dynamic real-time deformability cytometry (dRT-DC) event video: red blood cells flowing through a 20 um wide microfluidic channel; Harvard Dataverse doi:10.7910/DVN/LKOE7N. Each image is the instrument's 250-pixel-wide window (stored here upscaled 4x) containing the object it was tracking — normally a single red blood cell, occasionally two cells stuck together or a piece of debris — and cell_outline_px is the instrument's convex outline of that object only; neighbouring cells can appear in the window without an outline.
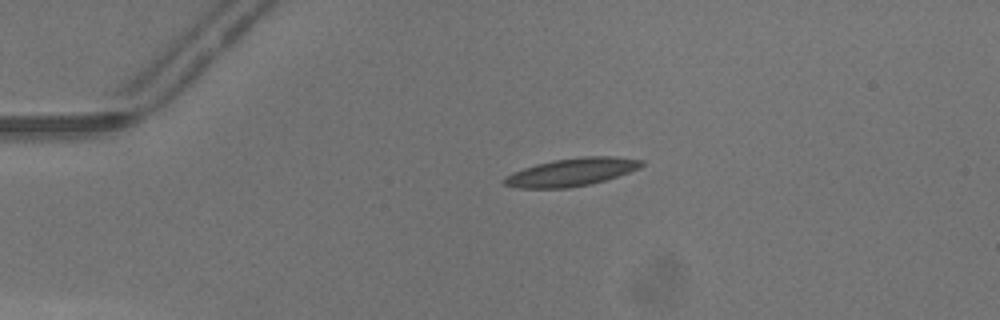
{"species": "common noctule bat (a hibernating species)", "species_latin": "Nyctalus noctula", "temperature_condition": "warm", "stored_images_in_passage": 40, "camera_frame_rate_fps": 3000, "um_per_image_px": 0.085, "animal": {"sex": "male", "body_mass_g": 13.3}, "frame": {"image": 1, "passage_image": 2, "time_ms": 0.333, "image_size_px": [1000, 320], "cell_outline_px": [[644, 164], [640, 168], [604, 180], [588, 184], [568, 188], [520, 188], [504, 184], [504, 180], [508, 176], [524, 168], [536, 164], [556, 160], [584, 156], [612, 156], [644, 160]], "centroid_in_image_um": [48.64, 14.62], "position_along_channel_um": 36.4, "area_um2": 21.79}}
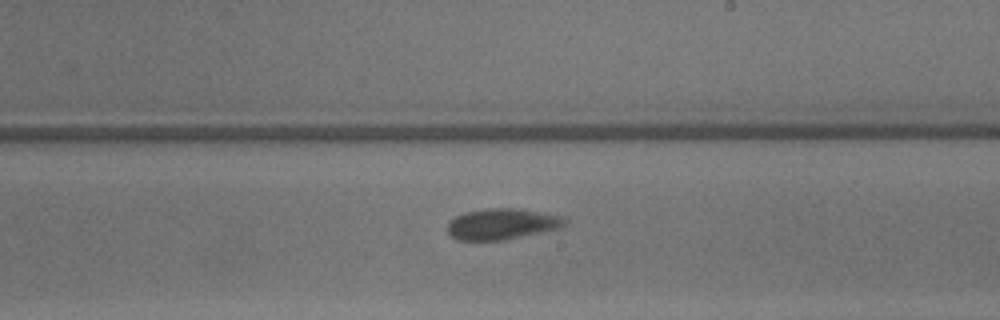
{"frame": {"image": 2, "passage_image": 20, "time_ms": 6.333, "image_size_px": [1000, 320], "cell_outline_px": [[568, 224], [560, 228], [504, 240], [456, 240], [448, 236], [448, 224], [456, 216], [464, 212], [488, 208], [512, 208], [544, 212], [568, 220]], "centroid_in_image_um": [42.65, 19.04], "position_along_channel_um": 246.4, "area_um2": 21.15}}
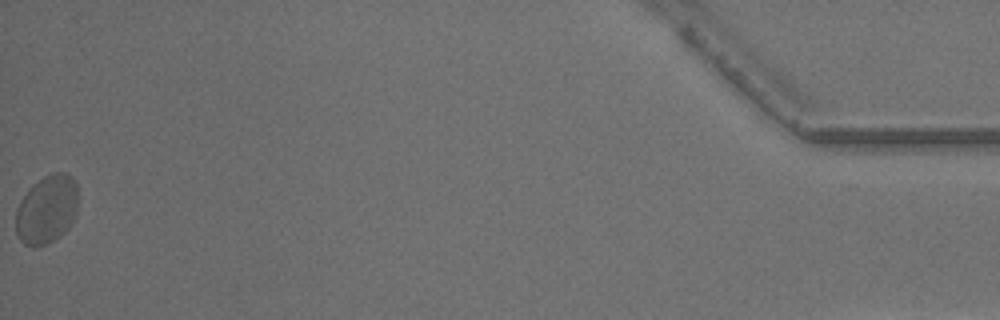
{"frame": {"image": 3, "passage_image": 40, "time_ms": 13.0, "image_size_px": [1000, 320], "cell_outline_px": [[76, 216], [68, 228], [64, 232], [52, 240], [36, 248], [32, 248], [24, 244], [20, 240], [16, 232], [16, 208], [20, 200], [32, 184], [44, 176], [56, 172], [68, 172], [76, 180]], "centroid_in_image_um": [3.96, 17.79], "position_along_channel_um": 431.2, "area_um2": 25.03}, "authors_computed_cell_mechanics": {"area_um2": 21.3571, "velocity_mm_per_s": 4.2707, "shape_relaxation_time_tau1_ms": 4.5283, "shape_relaxation_time_tau2_ms": 0.7364, "deformation_change_tau1": 0.1438, "deformation_change_tau2": 0.0595}}